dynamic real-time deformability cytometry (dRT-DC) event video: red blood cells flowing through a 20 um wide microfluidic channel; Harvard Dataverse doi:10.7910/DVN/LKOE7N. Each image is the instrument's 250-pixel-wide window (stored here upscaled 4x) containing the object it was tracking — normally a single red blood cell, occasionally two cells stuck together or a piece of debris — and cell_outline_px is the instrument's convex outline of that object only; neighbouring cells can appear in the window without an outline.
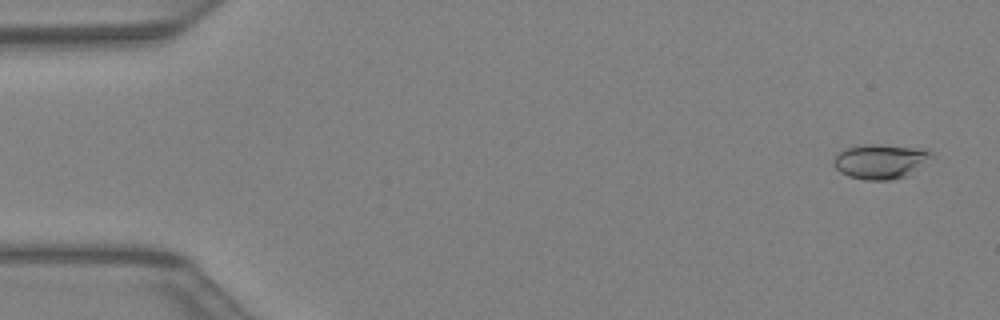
{"species": "Egyptian fruit bat (a non-hibernating species)", "species_latin": "Rousettus aegyptiacus", "temperature_condition": "warm", "stored_images_in_passage": 42, "camera_frame_rate_fps": 3000, "um_per_image_px": 0.085, "animal": {"sex": "female"}, "frame": {"image": 1, "passage_image": 2, "time_ms": 0.333, "image_size_px": [1000, 320], "cell_outline_px": [[936, 156], [928, 164], [908, 176], [892, 180], [864, 180], [848, 176], [840, 172], [832, 164], [832, 160], [836, 152], [844, 148], [864, 144], [880, 144], [920, 148], [932, 152]], "centroid_in_image_um": [74.87, 13.72], "position_along_channel_um": 10.1, "area_um2": 20.58}}
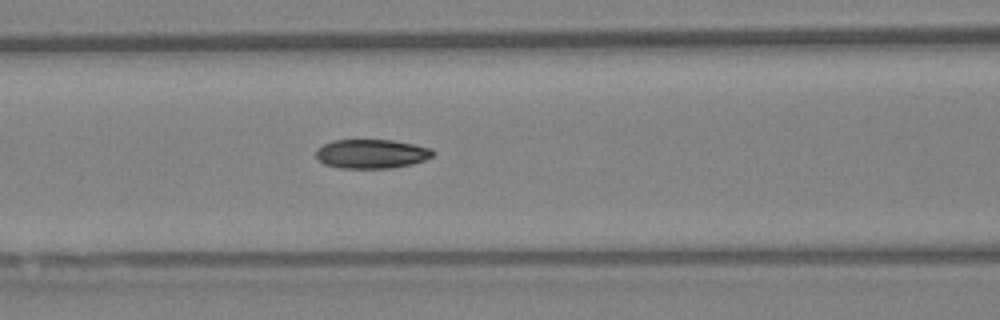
{"frame": {"image": 2, "passage_image": 18, "time_ms": 5.667, "image_size_px": [1000, 320], "cell_outline_px": [[436, 152], [432, 156], [424, 160], [412, 164], [392, 168], [340, 168], [324, 164], [316, 156], [316, 152], [324, 144], [332, 140], [392, 140], [432, 148]], "centroid_in_image_um": [31.61, 13.08], "position_along_channel_um": 135.0, "area_um2": 19.77}}
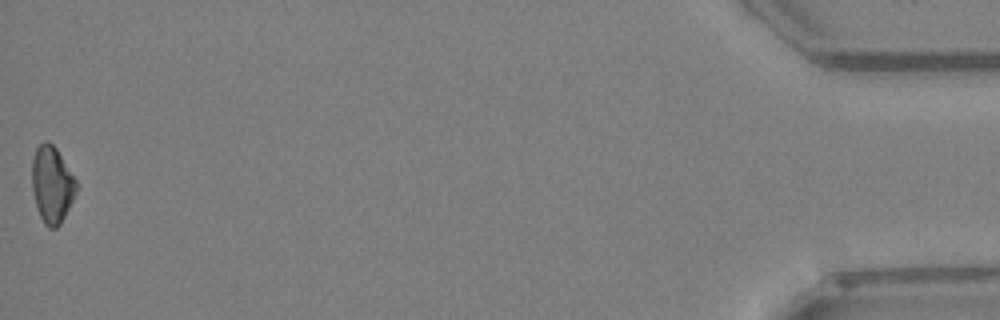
{"frame": {"image": 3, "passage_image": 42, "time_ms": 13.667, "image_size_px": [1000, 320], "cell_outline_px": [[76, 192], [60, 224], [56, 228], [48, 228], [44, 224], [36, 208], [32, 188], [32, 160], [36, 148], [44, 140], [48, 140], [56, 148], [76, 180]], "centroid_in_image_um": [4.39, 15.68], "position_along_channel_um": 430.8, "area_um2": 19.65}}